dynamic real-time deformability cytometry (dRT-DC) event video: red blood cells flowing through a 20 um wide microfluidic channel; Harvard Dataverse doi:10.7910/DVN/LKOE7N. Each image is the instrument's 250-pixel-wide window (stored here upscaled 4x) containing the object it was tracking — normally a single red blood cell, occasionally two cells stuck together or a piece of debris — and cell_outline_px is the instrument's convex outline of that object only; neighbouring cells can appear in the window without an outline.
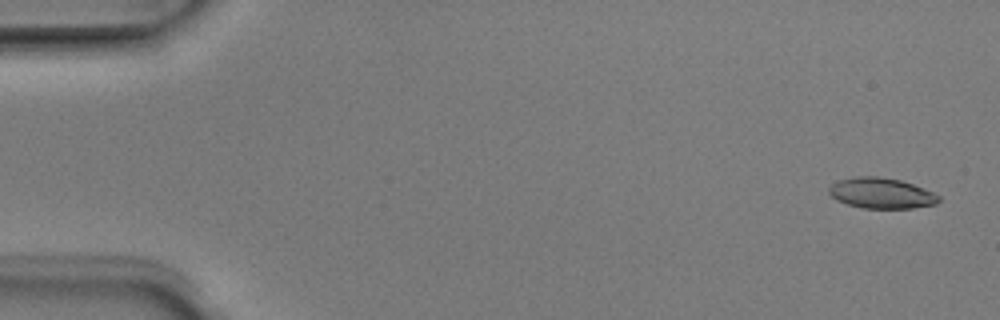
{"species": "Egyptian fruit bat (a non-hibernating species)", "species_latin": "Rousettus aegyptiacus", "temperature_condition": "room temperature", "stored_images_in_passage": 4, "camera_frame_rate_fps": 3000, "um_per_image_px": 0.085, "animal": {"sex": "male"}, "frame": {"image": 1, "passage_image": 1, "time_ms": 0.0, "image_size_px": [1000, 320], "cell_outline_px": [[940, 200], [936, 204], [912, 208], [864, 208], [848, 204], [836, 200], [828, 192], [828, 188], [836, 180], [856, 176], [876, 176], [900, 180], [924, 188], [940, 196]], "centroid_in_image_um": [74.89, 16.41], "position_along_channel_um": 10.1, "area_um2": 19.59}}
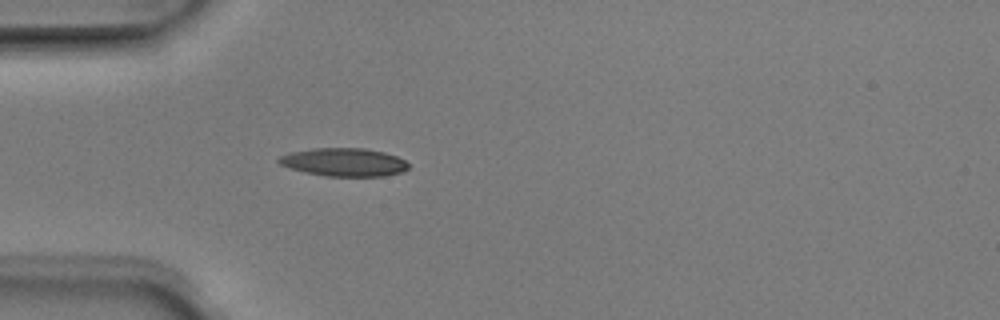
{"frame": {"image": 2, "passage_image": 4, "time_ms": 1.0, "image_size_px": [1000, 320], "cell_outline_px": [[408, 168], [400, 172], [384, 176], [324, 176], [292, 168], [280, 164], [276, 160], [280, 156], [292, 152], [312, 148], [364, 148], [384, 152], [396, 156], [404, 160], [408, 164]], "centroid_in_image_um": [29.24, 13.78], "position_along_channel_um": 55.8, "area_um2": 21.04}}